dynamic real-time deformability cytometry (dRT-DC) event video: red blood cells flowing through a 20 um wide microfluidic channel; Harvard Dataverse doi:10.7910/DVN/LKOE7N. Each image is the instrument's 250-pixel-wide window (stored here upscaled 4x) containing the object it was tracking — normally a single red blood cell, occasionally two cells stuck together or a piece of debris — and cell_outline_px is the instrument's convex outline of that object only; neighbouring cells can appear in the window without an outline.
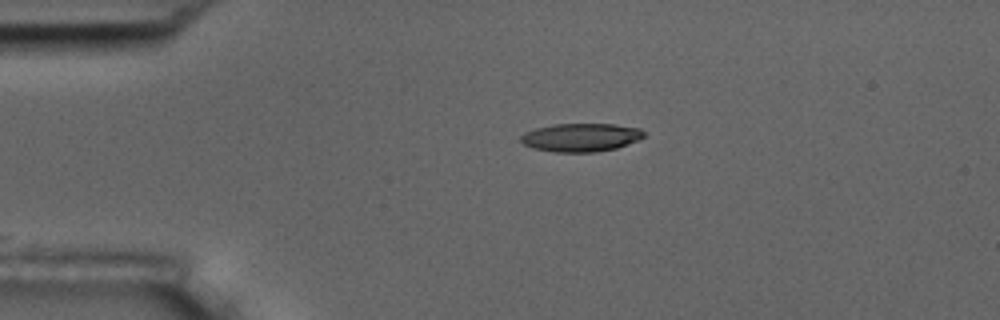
{"species": "common noctule bat (a hibernating species)", "species_latin": "Nyctalus noctula", "temperature_condition": "room temperature", "stored_images_in_passage": 22, "camera_frame_rate_fps": 3000, "um_per_image_px": 0.085, "animal": {"sex": "male", "body_mass_g": 17.5, "forearm_length_mm": 52.3}, "frame": {"image": 1, "passage_image": 1, "time_ms": 0.0, "image_size_px": [1000, 320], "cell_outline_px": [[644, 136], [628, 144], [616, 148], [596, 152], [556, 152], [532, 148], [524, 144], [520, 140], [520, 136], [524, 132], [536, 128], [552, 124], [616, 124], [640, 128], [644, 132]], "centroid_in_image_um": [49.35, 11.67], "position_along_channel_um": 35.6, "area_um2": 20.35}}
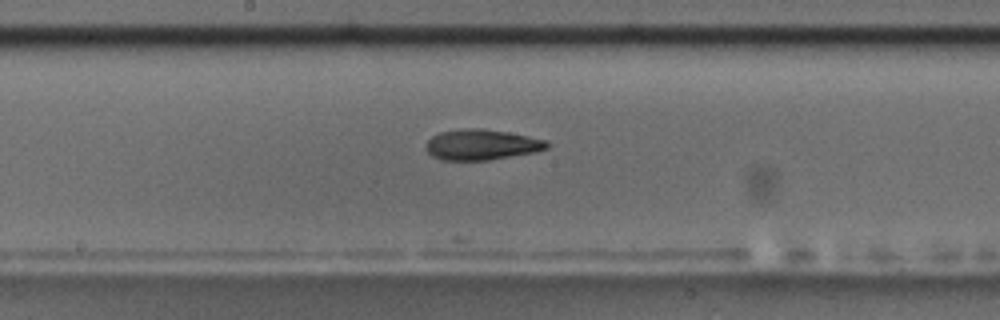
{"frame": {"image": 2, "passage_image": 18, "time_ms": 5.667, "image_size_px": [1000, 320], "cell_outline_px": [[548, 148], [536, 152], [488, 160], [440, 160], [432, 156], [424, 148], [424, 144], [432, 136], [440, 132], [464, 128], [484, 128], [508, 132], [548, 140]], "centroid_in_image_um": [40.91, 12.29], "position_along_channel_um": 207.3, "area_um2": 21.79}}
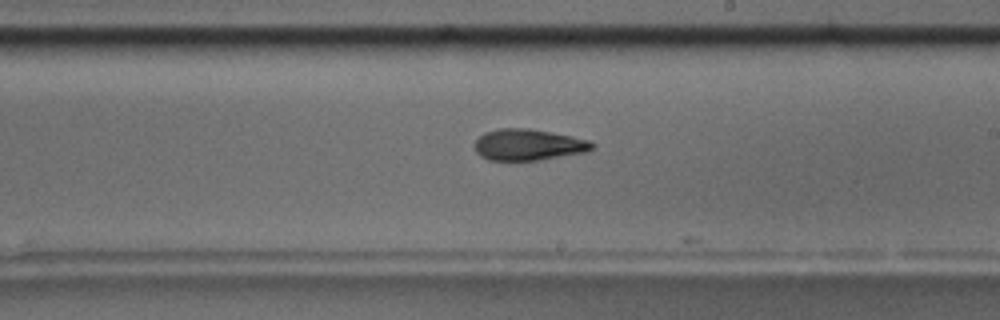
{"frame": {"image": 3, "passage_image": 21, "time_ms": 6.667, "image_size_px": [1000, 320], "cell_outline_px": [[596, 144], [592, 148], [584, 152], [540, 160], [488, 160], [480, 156], [476, 152], [476, 140], [484, 132], [500, 128], [528, 128], [572, 136], [592, 140]], "centroid_in_image_um": [44.92, 12.3], "position_along_channel_um": 244.1, "area_um2": 21.39}}